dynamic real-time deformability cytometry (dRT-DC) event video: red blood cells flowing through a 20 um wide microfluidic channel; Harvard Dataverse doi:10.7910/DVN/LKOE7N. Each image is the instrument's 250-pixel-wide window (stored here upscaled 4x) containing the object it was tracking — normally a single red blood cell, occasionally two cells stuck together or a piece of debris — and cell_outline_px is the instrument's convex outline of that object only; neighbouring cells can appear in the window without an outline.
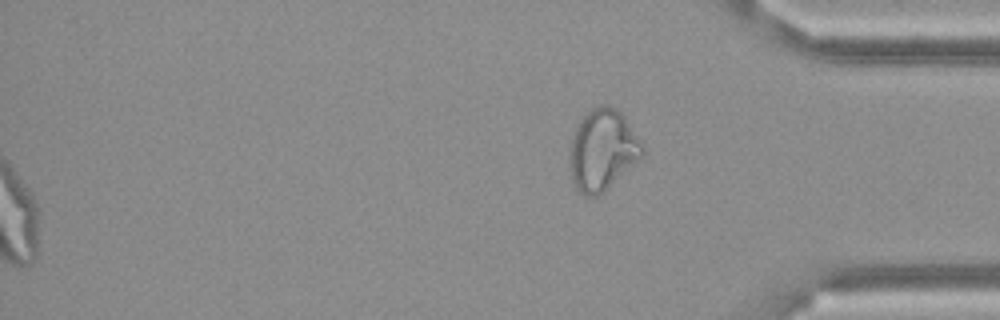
{"species": "Egyptian fruit bat (a non-hibernating species)", "species_latin": "Rousettus aegyptiacus", "temperature_condition": "cold", "stored_images_in_passage": 44, "segment_of_instrument_passage": [2, 2], "camera_frame_rate_fps": 3000, "um_per_image_px": 0.085, "frame": {"image": 1, "passage_image": 44, "time_ms": 14.333, "image_size_px": [1000, 320], "cell_outline_px": [[644, 156], [596, 196], [584, 196], [572, 184], [568, 168], [568, 156], [572, 136], [580, 120], [592, 108], [600, 104], [612, 104], [624, 116], [644, 144]], "centroid_in_image_um": [51.19, 12.72], "position_along_channel_um": 384.0, "area_um2": 34.62}}